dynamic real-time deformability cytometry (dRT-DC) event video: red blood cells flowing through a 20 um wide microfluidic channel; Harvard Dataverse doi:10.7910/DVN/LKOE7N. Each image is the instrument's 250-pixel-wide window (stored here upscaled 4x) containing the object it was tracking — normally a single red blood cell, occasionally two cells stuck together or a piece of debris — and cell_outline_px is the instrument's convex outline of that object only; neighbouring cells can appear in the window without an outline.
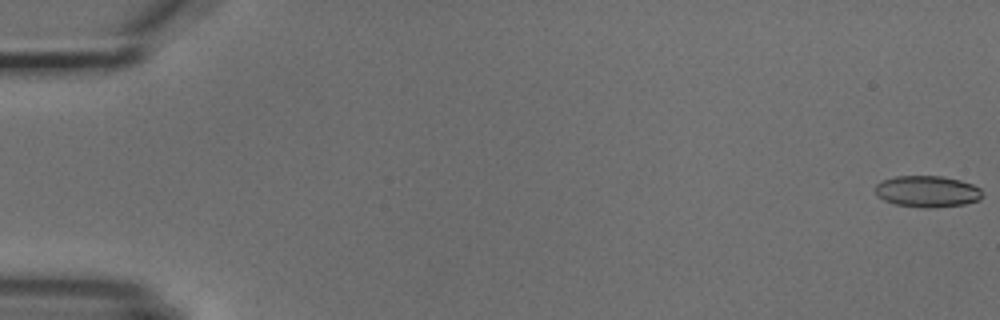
{"species": "common noctule bat (a hibernating species)", "species_latin": "Nyctalus noctula", "temperature_condition": "cold", "stored_images_in_passage": 4, "camera_frame_rate_fps": 3000, "um_per_image_px": 0.085, "animal": {"sex": "male", "body_mass_g": 18.8}, "frame": {"image": 1, "passage_image": 1, "time_ms": 0.0, "image_size_px": [1000, 320], "cell_outline_px": [[984, 196], [980, 200], [964, 204], [932, 208], [924, 208], [896, 204], [884, 200], [876, 196], [876, 184], [880, 180], [896, 176], [940, 176], [960, 180], [972, 184], [980, 188]], "centroid_in_image_um": [78.82, 16.27], "position_along_channel_um": 6.2, "area_um2": 19.77}}